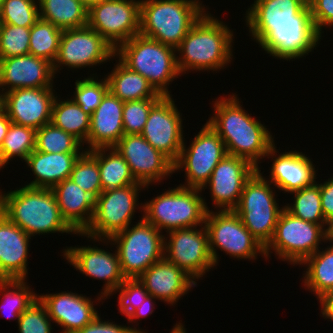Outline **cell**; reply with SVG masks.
<instances>
[{
    "mask_svg": "<svg viewBox=\"0 0 333 333\" xmlns=\"http://www.w3.org/2000/svg\"><path fill=\"white\" fill-rule=\"evenodd\" d=\"M204 12L199 0H141L139 33L176 49Z\"/></svg>",
    "mask_w": 333,
    "mask_h": 333,
    "instance_id": "4",
    "label": "cell"
},
{
    "mask_svg": "<svg viewBox=\"0 0 333 333\" xmlns=\"http://www.w3.org/2000/svg\"><path fill=\"white\" fill-rule=\"evenodd\" d=\"M294 202L284 205V209L293 216L319 225H330L324 218L321 207L320 186L313 185L294 191Z\"/></svg>",
    "mask_w": 333,
    "mask_h": 333,
    "instance_id": "39",
    "label": "cell"
},
{
    "mask_svg": "<svg viewBox=\"0 0 333 333\" xmlns=\"http://www.w3.org/2000/svg\"><path fill=\"white\" fill-rule=\"evenodd\" d=\"M257 170L246 159L226 155L214 168L209 181L201 189H210L211 200L217 211L234 210L246 181Z\"/></svg>",
    "mask_w": 333,
    "mask_h": 333,
    "instance_id": "19",
    "label": "cell"
},
{
    "mask_svg": "<svg viewBox=\"0 0 333 333\" xmlns=\"http://www.w3.org/2000/svg\"><path fill=\"white\" fill-rule=\"evenodd\" d=\"M82 146L83 144L72 134L54 126L51 122L36 130V151L45 153H83L85 150L82 149Z\"/></svg>",
    "mask_w": 333,
    "mask_h": 333,
    "instance_id": "40",
    "label": "cell"
},
{
    "mask_svg": "<svg viewBox=\"0 0 333 333\" xmlns=\"http://www.w3.org/2000/svg\"><path fill=\"white\" fill-rule=\"evenodd\" d=\"M161 98H146L124 102L122 119L124 134H141L151 108Z\"/></svg>",
    "mask_w": 333,
    "mask_h": 333,
    "instance_id": "45",
    "label": "cell"
},
{
    "mask_svg": "<svg viewBox=\"0 0 333 333\" xmlns=\"http://www.w3.org/2000/svg\"><path fill=\"white\" fill-rule=\"evenodd\" d=\"M213 106L214 116L207 123L223 140L227 154L246 159L258 169L260 159L275 144L271 132L242 108L236 93L219 97Z\"/></svg>",
    "mask_w": 333,
    "mask_h": 333,
    "instance_id": "1",
    "label": "cell"
},
{
    "mask_svg": "<svg viewBox=\"0 0 333 333\" xmlns=\"http://www.w3.org/2000/svg\"><path fill=\"white\" fill-rule=\"evenodd\" d=\"M141 0H106L88 10L87 25L115 50L139 34Z\"/></svg>",
    "mask_w": 333,
    "mask_h": 333,
    "instance_id": "14",
    "label": "cell"
},
{
    "mask_svg": "<svg viewBox=\"0 0 333 333\" xmlns=\"http://www.w3.org/2000/svg\"><path fill=\"white\" fill-rule=\"evenodd\" d=\"M116 292H119L118 310L126 317L137 309L149 295L138 278H126L125 281L108 296L110 297Z\"/></svg>",
    "mask_w": 333,
    "mask_h": 333,
    "instance_id": "46",
    "label": "cell"
},
{
    "mask_svg": "<svg viewBox=\"0 0 333 333\" xmlns=\"http://www.w3.org/2000/svg\"><path fill=\"white\" fill-rule=\"evenodd\" d=\"M88 151L98 161L102 191L141 184L135 180L129 165L114 147Z\"/></svg>",
    "mask_w": 333,
    "mask_h": 333,
    "instance_id": "32",
    "label": "cell"
},
{
    "mask_svg": "<svg viewBox=\"0 0 333 333\" xmlns=\"http://www.w3.org/2000/svg\"><path fill=\"white\" fill-rule=\"evenodd\" d=\"M196 228L175 229L167 232L169 239L164 237V257L195 281L215 266L205 224Z\"/></svg>",
    "mask_w": 333,
    "mask_h": 333,
    "instance_id": "15",
    "label": "cell"
},
{
    "mask_svg": "<svg viewBox=\"0 0 333 333\" xmlns=\"http://www.w3.org/2000/svg\"><path fill=\"white\" fill-rule=\"evenodd\" d=\"M319 302L324 319H331L333 321V291L322 296Z\"/></svg>",
    "mask_w": 333,
    "mask_h": 333,
    "instance_id": "52",
    "label": "cell"
},
{
    "mask_svg": "<svg viewBox=\"0 0 333 333\" xmlns=\"http://www.w3.org/2000/svg\"><path fill=\"white\" fill-rule=\"evenodd\" d=\"M1 91H0V116L6 113V92H4L3 90Z\"/></svg>",
    "mask_w": 333,
    "mask_h": 333,
    "instance_id": "54",
    "label": "cell"
},
{
    "mask_svg": "<svg viewBox=\"0 0 333 333\" xmlns=\"http://www.w3.org/2000/svg\"><path fill=\"white\" fill-rule=\"evenodd\" d=\"M204 224L215 266L219 261L218 248L238 260L257 259L258 253L265 258L264 247L252 236L233 210L218 212L209 210Z\"/></svg>",
    "mask_w": 333,
    "mask_h": 333,
    "instance_id": "12",
    "label": "cell"
},
{
    "mask_svg": "<svg viewBox=\"0 0 333 333\" xmlns=\"http://www.w3.org/2000/svg\"><path fill=\"white\" fill-rule=\"evenodd\" d=\"M320 186L321 207L325 220L333 224V176Z\"/></svg>",
    "mask_w": 333,
    "mask_h": 333,
    "instance_id": "50",
    "label": "cell"
},
{
    "mask_svg": "<svg viewBox=\"0 0 333 333\" xmlns=\"http://www.w3.org/2000/svg\"><path fill=\"white\" fill-rule=\"evenodd\" d=\"M116 58L139 73L163 96H171L170 82L181 76L176 49L155 39L137 34L115 50Z\"/></svg>",
    "mask_w": 333,
    "mask_h": 333,
    "instance_id": "5",
    "label": "cell"
},
{
    "mask_svg": "<svg viewBox=\"0 0 333 333\" xmlns=\"http://www.w3.org/2000/svg\"><path fill=\"white\" fill-rule=\"evenodd\" d=\"M124 102L108 91L100 105L90 117V131L86 150L111 148L124 135L123 111Z\"/></svg>",
    "mask_w": 333,
    "mask_h": 333,
    "instance_id": "27",
    "label": "cell"
},
{
    "mask_svg": "<svg viewBox=\"0 0 333 333\" xmlns=\"http://www.w3.org/2000/svg\"><path fill=\"white\" fill-rule=\"evenodd\" d=\"M63 250L62 256L76 270L94 279L104 280L105 284L102 287L103 291L98 295V302L108 298V295L126 279L121 271L117 250L111 253L97 246H71Z\"/></svg>",
    "mask_w": 333,
    "mask_h": 333,
    "instance_id": "20",
    "label": "cell"
},
{
    "mask_svg": "<svg viewBox=\"0 0 333 333\" xmlns=\"http://www.w3.org/2000/svg\"><path fill=\"white\" fill-rule=\"evenodd\" d=\"M78 1L81 2L87 10H89L94 5L100 4L106 0H78Z\"/></svg>",
    "mask_w": 333,
    "mask_h": 333,
    "instance_id": "55",
    "label": "cell"
},
{
    "mask_svg": "<svg viewBox=\"0 0 333 333\" xmlns=\"http://www.w3.org/2000/svg\"><path fill=\"white\" fill-rule=\"evenodd\" d=\"M227 155L223 140L206 122L186 148L182 145L179 158L173 164L174 173L185 170L184 187L202 189L217 164ZM184 169V170H183Z\"/></svg>",
    "mask_w": 333,
    "mask_h": 333,
    "instance_id": "13",
    "label": "cell"
},
{
    "mask_svg": "<svg viewBox=\"0 0 333 333\" xmlns=\"http://www.w3.org/2000/svg\"><path fill=\"white\" fill-rule=\"evenodd\" d=\"M153 299H155L153 296L148 295L145 298L144 302L127 317L128 322L129 323H132L134 321L136 322V320L140 319V317L145 318L148 315H151L154 311L153 309L155 305L154 303L155 301Z\"/></svg>",
    "mask_w": 333,
    "mask_h": 333,
    "instance_id": "51",
    "label": "cell"
},
{
    "mask_svg": "<svg viewBox=\"0 0 333 333\" xmlns=\"http://www.w3.org/2000/svg\"><path fill=\"white\" fill-rule=\"evenodd\" d=\"M0 212L30 237L47 233L77 234L63 219L51 189L23 186L0 192Z\"/></svg>",
    "mask_w": 333,
    "mask_h": 333,
    "instance_id": "3",
    "label": "cell"
},
{
    "mask_svg": "<svg viewBox=\"0 0 333 333\" xmlns=\"http://www.w3.org/2000/svg\"><path fill=\"white\" fill-rule=\"evenodd\" d=\"M275 144L266 157L273 159L268 181L284 193H292L313 185L317 179L315 166L307 155L298 151L277 154ZM278 155V156H276Z\"/></svg>",
    "mask_w": 333,
    "mask_h": 333,
    "instance_id": "24",
    "label": "cell"
},
{
    "mask_svg": "<svg viewBox=\"0 0 333 333\" xmlns=\"http://www.w3.org/2000/svg\"><path fill=\"white\" fill-rule=\"evenodd\" d=\"M31 237L0 212V280H26Z\"/></svg>",
    "mask_w": 333,
    "mask_h": 333,
    "instance_id": "26",
    "label": "cell"
},
{
    "mask_svg": "<svg viewBox=\"0 0 333 333\" xmlns=\"http://www.w3.org/2000/svg\"><path fill=\"white\" fill-rule=\"evenodd\" d=\"M329 242L331 246L319 249L301 264L307 267L303 276L304 288L313 292L318 300L333 291V239Z\"/></svg>",
    "mask_w": 333,
    "mask_h": 333,
    "instance_id": "33",
    "label": "cell"
},
{
    "mask_svg": "<svg viewBox=\"0 0 333 333\" xmlns=\"http://www.w3.org/2000/svg\"><path fill=\"white\" fill-rule=\"evenodd\" d=\"M70 179L84 191L95 192L98 196L102 192L98 161L88 150L77 159Z\"/></svg>",
    "mask_w": 333,
    "mask_h": 333,
    "instance_id": "44",
    "label": "cell"
},
{
    "mask_svg": "<svg viewBox=\"0 0 333 333\" xmlns=\"http://www.w3.org/2000/svg\"><path fill=\"white\" fill-rule=\"evenodd\" d=\"M115 58V49L94 29L88 25L63 30L59 50L53 62L54 74L61 66L79 69L97 64H105Z\"/></svg>",
    "mask_w": 333,
    "mask_h": 333,
    "instance_id": "16",
    "label": "cell"
},
{
    "mask_svg": "<svg viewBox=\"0 0 333 333\" xmlns=\"http://www.w3.org/2000/svg\"><path fill=\"white\" fill-rule=\"evenodd\" d=\"M171 333H186V328H184L183 324L180 323H176V325H174V327L172 328V330L170 331Z\"/></svg>",
    "mask_w": 333,
    "mask_h": 333,
    "instance_id": "56",
    "label": "cell"
},
{
    "mask_svg": "<svg viewBox=\"0 0 333 333\" xmlns=\"http://www.w3.org/2000/svg\"><path fill=\"white\" fill-rule=\"evenodd\" d=\"M25 281L0 280V293L3 297L0 301V312L4 316L8 315L9 319L12 317L18 321L19 316L38 298V294L34 293Z\"/></svg>",
    "mask_w": 333,
    "mask_h": 333,
    "instance_id": "37",
    "label": "cell"
},
{
    "mask_svg": "<svg viewBox=\"0 0 333 333\" xmlns=\"http://www.w3.org/2000/svg\"><path fill=\"white\" fill-rule=\"evenodd\" d=\"M307 4L314 27L320 35L324 33L322 28L333 26V0H307Z\"/></svg>",
    "mask_w": 333,
    "mask_h": 333,
    "instance_id": "48",
    "label": "cell"
},
{
    "mask_svg": "<svg viewBox=\"0 0 333 333\" xmlns=\"http://www.w3.org/2000/svg\"><path fill=\"white\" fill-rule=\"evenodd\" d=\"M63 30L49 21L39 18L30 28L29 54L45 59L53 64Z\"/></svg>",
    "mask_w": 333,
    "mask_h": 333,
    "instance_id": "38",
    "label": "cell"
},
{
    "mask_svg": "<svg viewBox=\"0 0 333 333\" xmlns=\"http://www.w3.org/2000/svg\"><path fill=\"white\" fill-rule=\"evenodd\" d=\"M138 279L155 300L158 299L170 305H175L197 285L190 275L165 257L151 265Z\"/></svg>",
    "mask_w": 333,
    "mask_h": 333,
    "instance_id": "25",
    "label": "cell"
},
{
    "mask_svg": "<svg viewBox=\"0 0 333 333\" xmlns=\"http://www.w3.org/2000/svg\"><path fill=\"white\" fill-rule=\"evenodd\" d=\"M11 122L12 121L9 119L7 113L0 116V146L7 134Z\"/></svg>",
    "mask_w": 333,
    "mask_h": 333,
    "instance_id": "53",
    "label": "cell"
},
{
    "mask_svg": "<svg viewBox=\"0 0 333 333\" xmlns=\"http://www.w3.org/2000/svg\"><path fill=\"white\" fill-rule=\"evenodd\" d=\"M53 88H18L6 92V113L12 123L39 129L51 122Z\"/></svg>",
    "mask_w": 333,
    "mask_h": 333,
    "instance_id": "21",
    "label": "cell"
},
{
    "mask_svg": "<svg viewBox=\"0 0 333 333\" xmlns=\"http://www.w3.org/2000/svg\"><path fill=\"white\" fill-rule=\"evenodd\" d=\"M82 153H45L34 150L26 159L35 179L26 186L52 189L70 178L74 165Z\"/></svg>",
    "mask_w": 333,
    "mask_h": 333,
    "instance_id": "30",
    "label": "cell"
},
{
    "mask_svg": "<svg viewBox=\"0 0 333 333\" xmlns=\"http://www.w3.org/2000/svg\"><path fill=\"white\" fill-rule=\"evenodd\" d=\"M205 11L176 48L177 65L186 71H218L233 58V30Z\"/></svg>",
    "mask_w": 333,
    "mask_h": 333,
    "instance_id": "2",
    "label": "cell"
},
{
    "mask_svg": "<svg viewBox=\"0 0 333 333\" xmlns=\"http://www.w3.org/2000/svg\"><path fill=\"white\" fill-rule=\"evenodd\" d=\"M329 234H330V238L333 239V224H332L331 227H330Z\"/></svg>",
    "mask_w": 333,
    "mask_h": 333,
    "instance_id": "57",
    "label": "cell"
},
{
    "mask_svg": "<svg viewBox=\"0 0 333 333\" xmlns=\"http://www.w3.org/2000/svg\"><path fill=\"white\" fill-rule=\"evenodd\" d=\"M38 0H1L0 22L31 28L40 18Z\"/></svg>",
    "mask_w": 333,
    "mask_h": 333,
    "instance_id": "41",
    "label": "cell"
},
{
    "mask_svg": "<svg viewBox=\"0 0 333 333\" xmlns=\"http://www.w3.org/2000/svg\"><path fill=\"white\" fill-rule=\"evenodd\" d=\"M35 147L36 129L11 122L0 146V170L14 157L26 161Z\"/></svg>",
    "mask_w": 333,
    "mask_h": 333,
    "instance_id": "36",
    "label": "cell"
},
{
    "mask_svg": "<svg viewBox=\"0 0 333 333\" xmlns=\"http://www.w3.org/2000/svg\"><path fill=\"white\" fill-rule=\"evenodd\" d=\"M330 227L331 225L304 221L283 208L278 217L273 237L264 248L265 258L268 259L269 254L275 251L278 259L286 260L293 266L301 265L319 250L321 241H329Z\"/></svg>",
    "mask_w": 333,
    "mask_h": 333,
    "instance_id": "7",
    "label": "cell"
},
{
    "mask_svg": "<svg viewBox=\"0 0 333 333\" xmlns=\"http://www.w3.org/2000/svg\"><path fill=\"white\" fill-rule=\"evenodd\" d=\"M30 28L0 24V59L29 54Z\"/></svg>",
    "mask_w": 333,
    "mask_h": 333,
    "instance_id": "43",
    "label": "cell"
},
{
    "mask_svg": "<svg viewBox=\"0 0 333 333\" xmlns=\"http://www.w3.org/2000/svg\"><path fill=\"white\" fill-rule=\"evenodd\" d=\"M51 318L37 298L20 316L19 333H52Z\"/></svg>",
    "mask_w": 333,
    "mask_h": 333,
    "instance_id": "47",
    "label": "cell"
},
{
    "mask_svg": "<svg viewBox=\"0 0 333 333\" xmlns=\"http://www.w3.org/2000/svg\"><path fill=\"white\" fill-rule=\"evenodd\" d=\"M38 299L45 306L52 323L62 327L61 333H75L98 316L93 306L95 301L82 294L65 291L38 295Z\"/></svg>",
    "mask_w": 333,
    "mask_h": 333,
    "instance_id": "23",
    "label": "cell"
},
{
    "mask_svg": "<svg viewBox=\"0 0 333 333\" xmlns=\"http://www.w3.org/2000/svg\"><path fill=\"white\" fill-rule=\"evenodd\" d=\"M90 115L85 113L81 107L71 98L61 101L56 95L51 113V123L72 134L83 145L87 144L90 131Z\"/></svg>",
    "mask_w": 333,
    "mask_h": 333,
    "instance_id": "35",
    "label": "cell"
},
{
    "mask_svg": "<svg viewBox=\"0 0 333 333\" xmlns=\"http://www.w3.org/2000/svg\"><path fill=\"white\" fill-rule=\"evenodd\" d=\"M142 188L145 190L148 186L132 184L102 191L90 223L82 233L76 235L86 236L96 242L98 239H110L126 229L131 225L135 210L139 209L138 195Z\"/></svg>",
    "mask_w": 333,
    "mask_h": 333,
    "instance_id": "10",
    "label": "cell"
},
{
    "mask_svg": "<svg viewBox=\"0 0 333 333\" xmlns=\"http://www.w3.org/2000/svg\"><path fill=\"white\" fill-rule=\"evenodd\" d=\"M260 167L246 181L234 212L241 218L252 236L265 248L271 241L278 217L284 207H279L272 183L262 176ZM280 208V209H279Z\"/></svg>",
    "mask_w": 333,
    "mask_h": 333,
    "instance_id": "8",
    "label": "cell"
},
{
    "mask_svg": "<svg viewBox=\"0 0 333 333\" xmlns=\"http://www.w3.org/2000/svg\"><path fill=\"white\" fill-rule=\"evenodd\" d=\"M259 47L277 59H300L317 47L322 37L313 23L246 24Z\"/></svg>",
    "mask_w": 333,
    "mask_h": 333,
    "instance_id": "11",
    "label": "cell"
},
{
    "mask_svg": "<svg viewBox=\"0 0 333 333\" xmlns=\"http://www.w3.org/2000/svg\"><path fill=\"white\" fill-rule=\"evenodd\" d=\"M110 239H98L116 245L121 271L126 278H138L164 257V235L143 217Z\"/></svg>",
    "mask_w": 333,
    "mask_h": 333,
    "instance_id": "9",
    "label": "cell"
},
{
    "mask_svg": "<svg viewBox=\"0 0 333 333\" xmlns=\"http://www.w3.org/2000/svg\"><path fill=\"white\" fill-rule=\"evenodd\" d=\"M114 148L125 159L135 180L145 186L174 173L173 163L141 134L123 135Z\"/></svg>",
    "mask_w": 333,
    "mask_h": 333,
    "instance_id": "18",
    "label": "cell"
},
{
    "mask_svg": "<svg viewBox=\"0 0 333 333\" xmlns=\"http://www.w3.org/2000/svg\"><path fill=\"white\" fill-rule=\"evenodd\" d=\"M201 189L178 185L161 195L140 204L143 218L156 227L169 232L175 229L201 227L209 211ZM167 230V231H166Z\"/></svg>",
    "mask_w": 333,
    "mask_h": 333,
    "instance_id": "6",
    "label": "cell"
},
{
    "mask_svg": "<svg viewBox=\"0 0 333 333\" xmlns=\"http://www.w3.org/2000/svg\"><path fill=\"white\" fill-rule=\"evenodd\" d=\"M53 64L27 54L0 59V88L9 92L18 88H53Z\"/></svg>",
    "mask_w": 333,
    "mask_h": 333,
    "instance_id": "22",
    "label": "cell"
},
{
    "mask_svg": "<svg viewBox=\"0 0 333 333\" xmlns=\"http://www.w3.org/2000/svg\"><path fill=\"white\" fill-rule=\"evenodd\" d=\"M111 73L106 75L109 91L121 101L162 98L146 78L130 70L119 59Z\"/></svg>",
    "mask_w": 333,
    "mask_h": 333,
    "instance_id": "31",
    "label": "cell"
},
{
    "mask_svg": "<svg viewBox=\"0 0 333 333\" xmlns=\"http://www.w3.org/2000/svg\"><path fill=\"white\" fill-rule=\"evenodd\" d=\"M96 74H92V77H86L83 80H76L75 92L73 101L77 103L81 109L89 114L97 109L100 105L102 98L109 91V85L106 77L104 79H96Z\"/></svg>",
    "mask_w": 333,
    "mask_h": 333,
    "instance_id": "42",
    "label": "cell"
},
{
    "mask_svg": "<svg viewBox=\"0 0 333 333\" xmlns=\"http://www.w3.org/2000/svg\"><path fill=\"white\" fill-rule=\"evenodd\" d=\"M51 190L63 219L76 233H82L92 219L98 195L95 192L84 191L70 178L58 183Z\"/></svg>",
    "mask_w": 333,
    "mask_h": 333,
    "instance_id": "28",
    "label": "cell"
},
{
    "mask_svg": "<svg viewBox=\"0 0 333 333\" xmlns=\"http://www.w3.org/2000/svg\"><path fill=\"white\" fill-rule=\"evenodd\" d=\"M39 16L61 30L87 25L88 10L78 0H38Z\"/></svg>",
    "mask_w": 333,
    "mask_h": 333,
    "instance_id": "34",
    "label": "cell"
},
{
    "mask_svg": "<svg viewBox=\"0 0 333 333\" xmlns=\"http://www.w3.org/2000/svg\"><path fill=\"white\" fill-rule=\"evenodd\" d=\"M171 96H163L150 110L141 135L173 164L184 143L183 119Z\"/></svg>",
    "mask_w": 333,
    "mask_h": 333,
    "instance_id": "17",
    "label": "cell"
},
{
    "mask_svg": "<svg viewBox=\"0 0 333 333\" xmlns=\"http://www.w3.org/2000/svg\"><path fill=\"white\" fill-rule=\"evenodd\" d=\"M246 24L313 23L307 0H254Z\"/></svg>",
    "mask_w": 333,
    "mask_h": 333,
    "instance_id": "29",
    "label": "cell"
},
{
    "mask_svg": "<svg viewBox=\"0 0 333 333\" xmlns=\"http://www.w3.org/2000/svg\"><path fill=\"white\" fill-rule=\"evenodd\" d=\"M114 323V324H113ZM75 333H147L136 327L118 325L115 322L102 321L98 315L91 323L85 325Z\"/></svg>",
    "mask_w": 333,
    "mask_h": 333,
    "instance_id": "49",
    "label": "cell"
}]
</instances>
